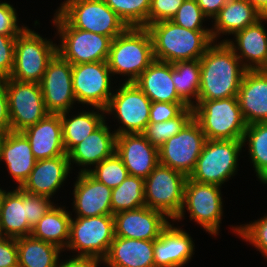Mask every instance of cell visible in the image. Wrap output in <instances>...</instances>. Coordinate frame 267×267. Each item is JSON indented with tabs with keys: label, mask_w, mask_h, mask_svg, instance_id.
<instances>
[{
	"label": "cell",
	"mask_w": 267,
	"mask_h": 267,
	"mask_svg": "<svg viewBox=\"0 0 267 267\" xmlns=\"http://www.w3.org/2000/svg\"><path fill=\"white\" fill-rule=\"evenodd\" d=\"M199 60L201 79L198 100L237 97L246 69L225 42H213Z\"/></svg>",
	"instance_id": "cell-1"
},
{
	"label": "cell",
	"mask_w": 267,
	"mask_h": 267,
	"mask_svg": "<svg viewBox=\"0 0 267 267\" xmlns=\"http://www.w3.org/2000/svg\"><path fill=\"white\" fill-rule=\"evenodd\" d=\"M153 42L154 59L175 63L199 60L213 43L211 30H190L163 20L146 27Z\"/></svg>",
	"instance_id": "cell-2"
},
{
	"label": "cell",
	"mask_w": 267,
	"mask_h": 267,
	"mask_svg": "<svg viewBox=\"0 0 267 267\" xmlns=\"http://www.w3.org/2000/svg\"><path fill=\"white\" fill-rule=\"evenodd\" d=\"M153 42L146 27H128L112 40L108 66L112 73L128 76L125 82H135L154 61Z\"/></svg>",
	"instance_id": "cell-3"
},
{
	"label": "cell",
	"mask_w": 267,
	"mask_h": 267,
	"mask_svg": "<svg viewBox=\"0 0 267 267\" xmlns=\"http://www.w3.org/2000/svg\"><path fill=\"white\" fill-rule=\"evenodd\" d=\"M193 118L207 140H242L247 127L237 97L198 100Z\"/></svg>",
	"instance_id": "cell-4"
},
{
	"label": "cell",
	"mask_w": 267,
	"mask_h": 267,
	"mask_svg": "<svg viewBox=\"0 0 267 267\" xmlns=\"http://www.w3.org/2000/svg\"><path fill=\"white\" fill-rule=\"evenodd\" d=\"M56 12L71 27L112 39L128 28L104 0H65Z\"/></svg>",
	"instance_id": "cell-5"
},
{
	"label": "cell",
	"mask_w": 267,
	"mask_h": 267,
	"mask_svg": "<svg viewBox=\"0 0 267 267\" xmlns=\"http://www.w3.org/2000/svg\"><path fill=\"white\" fill-rule=\"evenodd\" d=\"M53 24L60 36L57 54L71 65L107 61L112 38L71 27L57 12Z\"/></svg>",
	"instance_id": "cell-6"
},
{
	"label": "cell",
	"mask_w": 267,
	"mask_h": 267,
	"mask_svg": "<svg viewBox=\"0 0 267 267\" xmlns=\"http://www.w3.org/2000/svg\"><path fill=\"white\" fill-rule=\"evenodd\" d=\"M114 237L113 215L71 218L66 249L78 252L72 258H96L102 261Z\"/></svg>",
	"instance_id": "cell-7"
},
{
	"label": "cell",
	"mask_w": 267,
	"mask_h": 267,
	"mask_svg": "<svg viewBox=\"0 0 267 267\" xmlns=\"http://www.w3.org/2000/svg\"><path fill=\"white\" fill-rule=\"evenodd\" d=\"M57 54V45L26 28L15 41L14 67L9 78L19 82L40 83L48 63Z\"/></svg>",
	"instance_id": "cell-8"
},
{
	"label": "cell",
	"mask_w": 267,
	"mask_h": 267,
	"mask_svg": "<svg viewBox=\"0 0 267 267\" xmlns=\"http://www.w3.org/2000/svg\"><path fill=\"white\" fill-rule=\"evenodd\" d=\"M242 140H207L190 179L222 186L237 172Z\"/></svg>",
	"instance_id": "cell-9"
},
{
	"label": "cell",
	"mask_w": 267,
	"mask_h": 267,
	"mask_svg": "<svg viewBox=\"0 0 267 267\" xmlns=\"http://www.w3.org/2000/svg\"><path fill=\"white\" fill-rule=\"evenodd\" d=\"M186 179L184 174L159 163L144 179L145 206L175 221L183 207Z\"/></svg>",
	"instance_id": "cell-10"
},
{
	"label": "cell",
	"mask_w": 267,
	"mask_h": 267,
	"mask_svg": "<svg viewBox=\"0 0 267 267\" xmlns=\"http://www.w3.org/2000/svg\"><path fill=\"white\" fill-rule=\"evenodd\" d=\"M221 186L196 182L189 177L184 187V202L180 214L175 219L184 218L185 208L194 220L211 235H218L223 216Z\"/></svg>",
	"instance_id": "cell-11"
},
{
	"label": "cell",
	"mask_w": 267,
	"mask_h": 267,
	"mask_svg": "<svg viewBox=\"0 0 267 267\" xmlns=\"http://www.w3.org/2000/svg\"><path fill=\"white\" fill-rule=\"evenodd\" d=\"M111 96L106 115L114 114L119 126L116 135L142 133L149 123L151 101L134 83L123 82Z\"/></svg>",
	"instance_id": "cell-12"
},
{
	"label": "cell",
	"mask_w": 267,
	"mask_h": 267,
	"mask_svg": "<svg viewBox=\"0 0 267 267\" xmlns=\"http://www.w3.org/2000/svg\"><path fill=\"white\" fill-rule=\"evenodd\" d=\"M206 141L200 125L192 118L179 133L158 148L159 163L189 177Z\"/></svg>",
	"instance_id": "cell-13"
},
{
	"label": "cell",
	"mask_w": 267,
	"mask_h": 267,
	"mask_svg": "<svg viewBox=\"0 0 267 267\" xmlns=\"http://www.w3.org/2000/svg\"><path fill=\"white\" fill-rule=\"evenodd\" d=\"M3 80L8 96L11 131L22 132L49 114L39 83L19 82L9 77Z\"/></svg>",
	"instance_id": "cell-14"
},
{
	"label": "cell",
	"mask_w": 267,
	"mask_h": 267,
	"mask_svg": "<svg viewBox=\"0 0 267 267\" xmlns=\"http://www.w3.org/2000/svg\"><path fill=\"white\" fill-rule=\"evenodd\" d=\"M107 61L72 65L73 92L80 104L106 109L113 94Z\"/></svg>",
	"instance_id": "cell-15"
},
{
	"label": "cell",
	"mask_w": 267,
	"mask_h": 267,
	"mask_svg": "<svg viewBox=\"0 0 267 267\" xmlns=\"http://www.w3.org/2000/svg\"><path fill=\"white\" fill-rule=\"evenodd\" d=\"M45 107L49 113L70 111L76 98L73 92L72 65L58 54L48 63L40 81Z\"/></svg>",
	"instance_id": "cell-16"
},
{
	"label": "cell",
	"mask_w": 267,
	"mask_h": 267,
	"mask_svg": "<svg viewBox=\"0 0 267 267\" xmlns=\"http://www.w3.org/2000/svg\"><path fill=\"white\" fill-rule=\"evenodd\" d=\"M115 236L139 240H156L170 224L168 217L155 209L142 206L113 215Z\"/></svg>",
	"instance_id": "cell-17"
},
{
	"label": "cell",
	"mask_w": 267,
	"mask_h": 267,
	"mask_svg": "<svg viewBox=\"0 0 267 267\" xmlns=\"http://www.w3.org/2000/svg\"><path fill=\"white\" fill-rule=\"evenodd\" d=\"M115 152L131 176L146 179L159 164L158 148L141 133L117 135Z\"/></svg>",
	"instance_id": "cell-18"
},
{
	"label": "cell",
	"mask_w": 267,
	"mask_h": 267,
	"mask_svg": "<svg viewBox=\"0 0 267 267\" xmlns=\"http://www.w3.org/2000/svg\"><path fill=\"white\" fill-rule=\"evenodd\" d=\"M263 21H267V16L234 33V42L232 39H222L246 70H267V31Z\"/></svg>",
	"instance_id": "cell-19"
},
{
	"label": "cell",
	"mask_w": 267,
	"mask_h": 267,
	"mask_svg": "<svg viewBox=\"0 0 267 267\" xmlns=\"http://www.w3.org/2000/svg\"><path fill=\"white\" fill-rule=\"evenodd\" d=\"M78 173L73 190V210L77 214L76 217L113 215L112 189L97 181L88 172Z\"/></svg>",
	"instance_id": "cell-20"
},
{
	"label": "cell",
	"mask_w": 267,
	"mask_h": 267,
	"mask_svg": "<svg viewBox=\"0 0 267 267\" xmlns=\"http://www.w3.org/2000/svg\"><path fill=\"white\" fill-rule=\"evenodd\" d=\"M70 171L68 155L38 160L20 188L32 195L52 198L65 183Z\"/></svg>",
	"instance_id": "cell-21"
},
{
	"label": "cell",
	"mask_w": 267,
	"mask_h": 267,
	"mask_svg": "<svg viewBox=\"0 0 267 267\" xmlns=\"http://www.w3.org/2000/svg\"><path fill=\"white\" fill-rule=\"evenodd\" d=\"M237 98L247 125L267 122V70H246Z\"/></svg>",
	"instance_id": "cell-22"
},
{
	"label": "cell",
	"mask_w": 267,
	"mask_h": 267,
	"mask_svg": "<svg viewBox=\"0 0 267 267\" xmlns=\"http://www.w3.org/2000/svg\"><path fill=\"white\" fill-rule=\"evenodd\" d=\"M194 247L188 232L170 223L154 240L155 267H183L192 259Z\"/></svg>",
	"instance_id": "cell-23"
},
{
	"label": "cell",
	"mask_w": 267,
	"mask_h": 267,
	"mask_svg": "<svg viewBox=\"0 0 267 267\" xmlns=\"http://www.w3.org/2000/svg\"><path fill=\"white\" fill-rule=\"evenodd\" d=\"M22 133L30 142L36 160L68 155L65 152L60 114L49 113Z\"/></svg>",
	"instance_id": "cell-24"
},
{
	"label": "cell",
	"mask_w": 267,
	"mask_h": 267,
	"mask_svg": "<svg viewBox=\"0 0 267 267\" xmlns=\"http://www.w3.org/2000/svg\"><path fill=\"white\" fill-rule=\"evenodd\" d=\"M116 138L115 131L111 132L105 121L67 153L70 166L75 163L82 166L80 172H88L91 165L95 166L115 153ZM88 166H90L89 169H87Z\"/></svg>",
	"instance_id": "cell-25"
},
{
	"label": "cell",
	"mask_w": 267,
	"mask_h": 267,
	"mask_svg": "<svg viewBox=\"0 0 267 267\" xmlns=\"http://www.w3.org/2000/svg\"><path fill=\"white\" fill-rule=\"evenodd\" d=\"M0 161L5 162L10 175L20 188L28 179L37 160L26 136L22 132L9 131L0 139Z\"/></svg>",
	"instance_id": "cell-26"
},
{
	"label": "cell",
	"mask_w": 267,
	"mask_h": 267,
	"mask_svg": "<svg viewBox=\"0 0 267 267\" xmlns=\"http://www.w3.org/2000/svg\"><path fill=\"white\" fill-rule=\"evenodd\" d=\"M154 240L114 237L102 263L108 267H155Z\"/></svg>",
	"instance_id": "cell-27"
},
{
	"label": "cell",
	"mask_w": 267,
	"mask_h": 267,
	"mask_svg": "<svg viewBox=\"0 0 267 267\" xmlns=\"http://www.w3.org/2000/svg\"><path fill=\"white\" fill-rule=\"evenodd\" d=\"M151 102L185 103L172 80V64L154 60L134 82Z\"/></svg>",
	"instance_id": "cell-28"
},
{
	"label": "cell",
	"mask_w": 267,
	"mask_h": 267,
	"mask_svg": "<svg viewBox=\"0 0 267 267\" xmlns=\"http://www.w3.org/2000/svg\"><path fill=\"white\" fill-rule=\"evenodd\" d=\"M262 17V14L247 0H227V3L213 19L212 40L213 42L217 41L221 34L233 35L256 23Z\"/></svg>",
	"instance_id": "cell-29"
},
{
	"label": "cell",
	"mask_w": 267,
	"mask_h": 267,
	"mask_svg": "<svg viewBox=\"0 0 267 267\" xmlns=\"http://www.w3.org/2000/svg\"><path fill=\"white\" fill-rule=\"evenodd\" d=\"M32 227L27 221V204L23 201V190L16 187L5 193L0 208V236L19 238L29 236Z\"/></svg>",
	"instance_id": "cell-30"
},
{
	"label": "cell",
	"mask_w": 267,
	"mask_h": 267,
	"mask_svg": "<svg viewBox=\"0 0 267 267\" xmlns=\"http://www.w3.org/2000/svg\"><path fill=\"white\" fill-rule=\"evenodd\" d=\"M96 109L98 110L97 112L94 111ZM69 112L60 113L63 144L66 153L106 121L105 110L98 107H94L92 111L86 112V110H83L74 116L71 114L72 118L68 116Z\"/></svg>",
	"instance_id": "cell-31"
},
{
	"label": "cell",
	"mask_w": 267,
	"mask_h": 267,
	"mask_svg": "<svg viewBox=\"0 0 267 267\" xmlns=\"http://www.w3.org/2000/svg\"><path fill=\"white\" fill-rule=\"evenodd\" d=\"M70 212L64 207L54 205L33 227L34 238L58 246L63 251L70 237Z\"/></svg>",
	"instance_id": "cell-32"
},
{
	"label": "cell",
	"mask_w": 267,
	"mask_h": 267,
	"mask_svg": "<svg viewBox=\"0 0 267 267\" xmlns=\"http://www.w3.org/2000/svg\"><path fill=\"white\" fill-rule=\"evenodd\" d=\"M18 267H59L58 246L34 238L32 235L17 238Z\"/></svg>",
	"instance_id": "cell-33"
},
{
	"label": "cell",
	"mask_w": 267,
	"mask_h": 267,
	"mask_svg": "<svg viewBox=\"0 0 267 267\" xmlns=\"http://www.w3.org/2000/svg\"><path fill=\"white\" fill-rule=\"evenodd\" d=\"M200 79V60L172 63V80L176 92L189 107H194L198 102Z\"/></svg>",
	"instance_id": "cell-34"
},
{
	"label": "cell",
	"mask_w": 267,
	"mask_h": 267,
	"mask_svg": "<svg viewBox=\"0 0 267 267\" xmlns=\"http://www.w3.org/2000/svg\"><path fill=\"white\" fill-rule=\"evenodd\" d=\"M246 142L256 176L261 182L267 184V122L247 125L242 138L243 146Z\"/></svg>",
	"instance_id": "cell-35"
},
{
	"label": "cell",
	"mask_w": 267,
	"mask_h": 267,
	"mask_svg": "<svg viewBox=\"0 0 267 267\" xmlns=\"http://www.w3.org/2000/svg\"><path fill=\"white\" fill-rule=\"evenodd\" d=\"M145 206L144 179L128 175L116 188L112 189V214Z\"/></svg>",
	"instance_id": "cell-36"
},
{
	"label": "cell",
	"mask_w": 267,
	"mask_h": 267,
	"mask_svg": "<svg viewBox=\"0 0 267 267\" xmlns=\"http://www.w3.org/2000/svg\"><path fill=\"white\" fill-rule=\"evenodd\" d=\"M193 118V107L185 108L177 117L159 123H148L141 133L153 146L159 148L179 133Z\"/></svg>",
	"instance_id": "cell-37"
},
{
	"label": "cell",
	"mask_w": 267,
	"mask_h": 267,
	"mask_svg": "<svg viewBox=\"0 0 267 267\" xmlns=\"http://www.w3.org/2000/svg\"><path fill=\"white\" fill-rule=\"evenodd\" d=\"M128 27H147L151 0H104Z\"/></svg>",
	"instance_id": "cell-38"
},
{
	"label": "cell",
	"mask_w": 267,
	"mask_h": 267,
	"mask_svg": "<svg viewBox=\"0 0 267 267\" xmlns=\"http://www.w3.org/2000/svg\"><path fill=\"white\" fill-rule=\"evenodd\" d=\"M88 173L108 188H116L129 175L120 157L116 152L90 169Z\"/></svg>",
	"instance_id": "cell-39"
},
{
	"label": "cell",
	"mask_w": 267,
	"mask_h": 267,
	"mask_svg": "<svg viewBox=\"0 0 267 267\" xmlns=\"http://www.w3.org/2000/svg\"><path fill=\"white\" fill-rule=\"evenodd\" d=\"M233 232L246 242L249 241L267 259V214L250 224L232 227Z\"/></svg>",
	"instance_id": "cell-40"
},
{
	"label": "cell",
	"mask_w": 267,
	"mask_h": 267,
	"mask_svg": "<svg viewBox=\"0 0 267 267\" xmlns=\"http://www.w3.org/2000/svg\"><path fill=\"white\" fill-rule=\"evenodd\" d=\"M205 18L207 19L196 0H185L177 13L171 18V21L190 30H211L210 28H203Z\"/></svg>",
	"instance_id": "cell-41"
},
{
	"label": "cell",
	"mask_w": 267,
	"mask_h": 267,
	"mask_svg": "<svg viewBox=\"0 0 267 267\" xmlns=\"http://www.w3.org/2000/svg\"><path fill=\"white\" fill-rule=\"evenodd\" d=\"M23 201L27 204V221L32 228L54 206L49 197L32 195L24 191Z\"/></svg>",
	"instance_id": "cell-42"
},
{
	"label": "cell",
	"mask_w": 267,
	"mask_h": 267,
	"mask_svg": "<svg viewBox=\"0 0 267 267\" xmlns=\"http://www.w3.org/2000/svg\"><path fill=\"white\" fill-rule=\"evenodd\" d=\"M185 0H151L148 13V25L171 20Z\"/></svg>",
	"instance_id": "cell-43"
},
{
	"label": "cell",
	"mask_w": 267,
	"mask_h": 267,
	"mask_svg": "<svg viewBox=\"0 0 267 267\" xmlns=\"http://www.w3.org/2000/svg\"><path fill=\"white\" fill-rule=\"evenodd\" d=\"M16 9L7 2L0 3V35L4 36H18L27 27L18 26Z\"/></svg>",
	"instance_id": "cell-44"
},
{
	"label": "cell",
	"mask_w": 267,
	"mask_h": 267,
	"mask_svg": "<svg viewBox=\"0 0 267 267\" xmlns=\"http://www.w3.org/2000/svg\"><path fill=\"white\" fill-rule=\"evenodd\" d=\"M16 37L0 35V80L8 78L12 73Z\"/></svg>",
	"instance_id": "cell-45"
},
{
	"label": "cell",
	"mask_w": 267,
	"mask_h": 267,
	"mask_svg": "<svg viewBox=\"0 0 267 267\" xmlns=\"http://www.w3.org/2000/svg\"><path fill=\"white\" fill-rule=\"evenodd\" d=\"M186 103L152 102L149 123H159L177 117L185 108Z\"/></svg>",
	"instance_id": "cell-46"
},
{
	"label": "cell",
	"mask_w": 267,
	"mask_h": 267,
	"mask_svg": "<svg viewBox=\"0 0 267 267\" xmlns=\"http://www.w3.org/2000/svg\"><path fill=\"white\" fill-rule=\"evenodd\" d=\"M0 267H18L17 238L0 236Z\"/></svg>",
	"instance_id": "cell-47"
},
{
	"label": "cell",
	"mask_w": 267,
	"mask_h": 267,
	"mask_svg": "<svg viewBox=\"0 0 267 267\" xmlns=\"http://www.w3.org/2000/svg\"><path fill=\"white\" fill-rule=\"evenodd\" d=\"M11 131L8 96L4 80H0V132L2 134Z\"/></svg>",
	"instance_id": "cell-48"
},
{
	"label": "cell",
	"mask_w": 267,
	"mask_h": 267,
	"mask_svg": "<svg viewBox=\"0 0 267 267\" xmlns=\"http://www.w3.org/2000/svg\"><path fill=\"white\" fill-rule=\"evenodd\" d=\"M196 2L207 19H214L221 8L227 3V0H196Z\"/></svg>",
	"instance_id": "cell-49"
},
{
	"label": "cell",
	"mask_w": 267,
	"mask_h": 267,
	"mask_svg": "<svg viewBox=\"0 0 267 267\" xmlns=\"http://www.w3.org/2000/svg\"><path fill=\"white\" fill-rule=\"evenodd\" d=\"M102 261L96 258H70L59 263V267H98Z\"/></svg>",
	"instance_id": "cell-50"
},
{
	"label": "cell",
	"mask_w": 267,
	"mask_h": 267,
	"mask_svg": "<svg viewBox=\"0 0 267 267\" xmlns=\"http://www.w3.org/2000/svg\"><path fill=\"white\" fill-rule=\"evenodd\" d=\"M262 16H267V0H247Z\"/></svg>",
	"instance_id": "cell-51"
},
{
	"label": "cell",
	"mask_w": 267,
	"mask_h": 267,
	"mask_svg": "<svg viewBox=\"0 0 267 267\" xmlns=\"http://www.w3.org/2000/svg\"><path fill=\"white\" fill-rule=\"evenodd\" d=\"M5 193H6V190H3L0 188V208H1L2 200H3Z\"/></svg>",
	"instance_id": "cell-52"
}]
</instances>
